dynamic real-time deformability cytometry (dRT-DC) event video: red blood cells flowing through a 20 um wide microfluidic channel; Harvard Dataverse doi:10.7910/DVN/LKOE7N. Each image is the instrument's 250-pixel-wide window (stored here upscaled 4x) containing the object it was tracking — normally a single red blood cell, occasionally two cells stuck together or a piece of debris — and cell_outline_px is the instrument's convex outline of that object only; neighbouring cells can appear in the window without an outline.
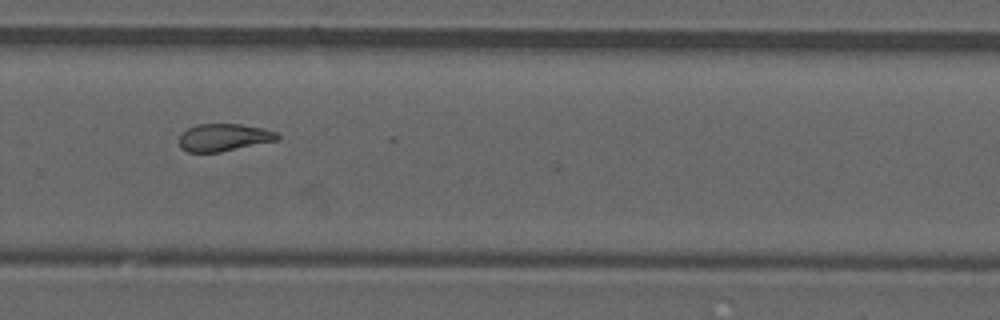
{"species": "common noctule bat (a hibernating species)", "species_latin": "Nyctalus noctula", "temperature_condition": "room temperature", "stored_images_in_passage": 30, "camera_frame_rate_fps": 3000, "um_per_image_px": 0.085, "animal": {"sex": "male", "forearm_length_mm": 52.5}, "frame": {"image": 1, "passage_image": 22, "time_ms": 7.0, "image_size_px": [1000, 320], "cell_outline_px": [[280, 136], [276, 140], [220, 152], [188, 152], [180, 148], [180, 136], [188, 128], [196, 124], [240, 124], [260, 128], [276, 132]], "centroid_in_image_um": [18.99, 11.68], "position_along_channel_um": 310.8, "area_um2": 15.43}}